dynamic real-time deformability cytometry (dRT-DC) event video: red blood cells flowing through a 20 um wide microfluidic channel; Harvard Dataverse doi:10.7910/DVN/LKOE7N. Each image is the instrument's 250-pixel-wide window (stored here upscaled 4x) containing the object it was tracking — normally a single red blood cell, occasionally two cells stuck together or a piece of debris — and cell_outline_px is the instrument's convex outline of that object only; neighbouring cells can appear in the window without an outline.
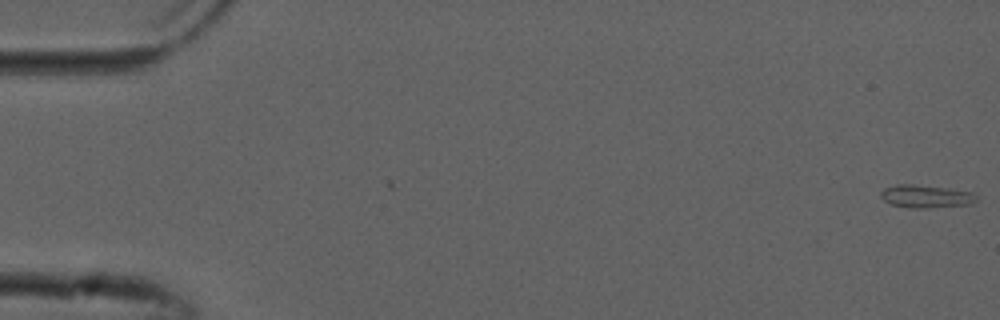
{"species": "common noctule bat (a hibernating species)", "species_latin": "Nyctalus noctula", "temperature_condition": "cold", "stored_images_in_passage": 53, "camera_frame_rate_fps": 3000, "um_per_image_px": 0.085, "animal": {"sex": "male", "forearm_length_mm": 52.5}, "frame": {"image": 1, "passage_image": 1, "time_ms": 0.0, "image_size_px": [1000, 320], "cell_outline_px": [[976, 200], [972, 204], [924, 208], [908, 208], [892, 204], [884, 200], [880, 196], [880, 192], [884, 188], [896, 184], [912, 184], [948, 188], [972, 192], [976, 196]], "centroid_in_image_um": [78.68, 16.68], "position_along_channel_um": 6.3, "area_um2": 12.72}}
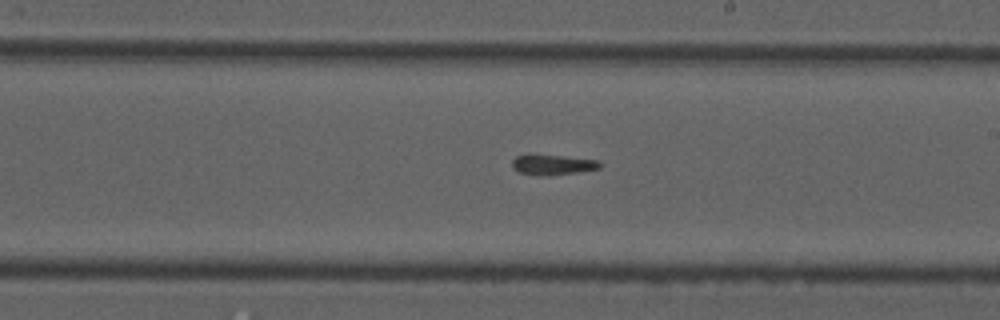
{"frame": {"image": 2, "passage_image": 31, "time_ms": 10.0, "image_size_px": [1000, 320], "cell_outline_px": [[604, 164], [600, 168], [576, 172], [544, 176], [520, 172], [512, 168], [512, 160], [516, 156], [528, 152], [596, 160]], "centroid_in_image_um": [46.92, 13.96], "position_along_channel_um": 242.1, "area_um2": 10.58}}
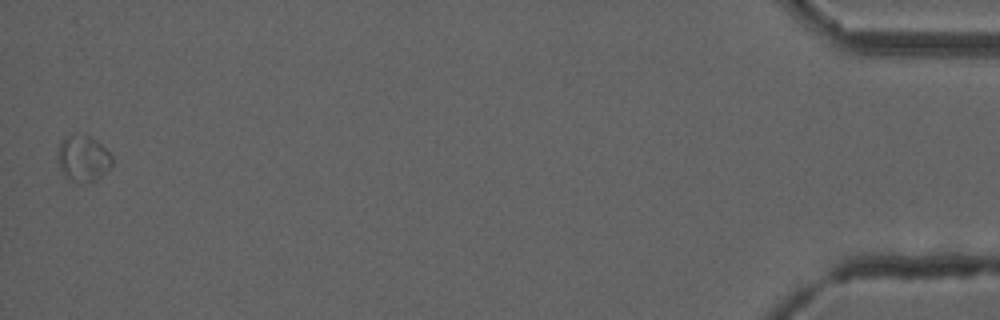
{"frame": {"image": 3, "passage_image": 53, "time_ms": 17.333, "image_size_px": [1000, 320], "cell_outline_px": [[112, 164], [96, 180], [72, 180], [64, 176], [60, 168], [56, 156], [56, 152], [60, 140], [64, 136], [88, 136], [96, 140], [112, 156]], "centroid_in_image_um": [7.0, 13.43], "position_along_channel_um": 428.2, "area_um2": 14.16}, "authors_computed_cell_mechanics": {"area_um2": 11.1554, "velocity_mm_per_s": 3.8407, "shape_relaxation_time_tau1_ms": 7.8096, "shape_relaxation_time_tau2_ms": null, "deformation_change_tau1": 0.1297, "deformation_change_tau2": null}}